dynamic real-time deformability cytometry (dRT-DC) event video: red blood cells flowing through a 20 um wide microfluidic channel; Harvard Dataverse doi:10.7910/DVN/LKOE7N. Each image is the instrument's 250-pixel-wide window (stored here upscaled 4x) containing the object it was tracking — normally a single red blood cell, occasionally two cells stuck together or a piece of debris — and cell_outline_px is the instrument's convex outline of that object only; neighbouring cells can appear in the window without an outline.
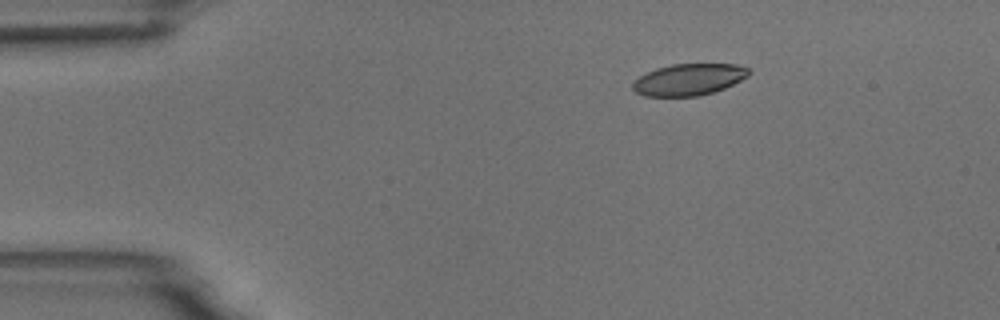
{"species": "common noctule bat (a hibernating species)", "species_latin": "Nyctalus noctula", "temperature_condition": "room temperature", "stored_images_in_passage": 2, "camera_frame_rate_fps": 3000, "um_per_image_px": 0.085, "animal": {"sex": "male", "body_mass_g": 18.8}, "frame": {"image": 1, "passage_image": 1, "time_ms": 0.0, "image_size_px": [1000, 320], "cell_outline_px": [[752, 72], [748, 76], [724, 88], [700, 96], [644, 96], [636, 92], [632, 88], [632, 84], [640, 76], [656, 68], [672, 64], [736, 64], [748, 68]], "centroid_in_image_um": [58.56, 6.76], "position_along_channel_um": 26.4, "area_um2": 21.27}}